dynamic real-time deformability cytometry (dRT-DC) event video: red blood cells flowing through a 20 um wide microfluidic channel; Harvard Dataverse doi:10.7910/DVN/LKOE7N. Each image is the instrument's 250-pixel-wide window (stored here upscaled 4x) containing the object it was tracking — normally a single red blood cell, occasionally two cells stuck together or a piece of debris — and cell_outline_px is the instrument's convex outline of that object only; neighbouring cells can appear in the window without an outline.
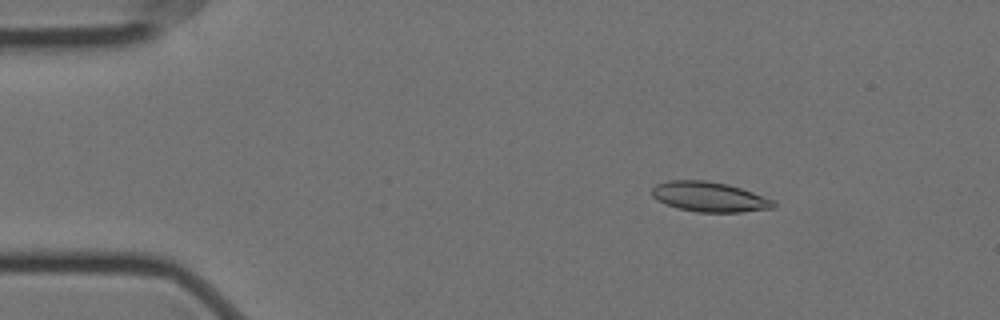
{"species": "Egyptian fruit bat (a non-hibernating species)", "species_latin": "Rousettus aegyptiacus", "temperature_condition": "cold", "stored_images_in_passage": 18, "camera_frame_rate_fps": 3000, "um_per_image_px": 0.085, "animal": {"sex": "female"}, "frame": {"image": 1, "passage_image": 9, "time_ms": 2.667, "image_size_px": [1000, 320], "cell_outline_px": [[776, 208], [740, 212], [700, 212], [680, 208], [656, 200], [652, 196], [652, 188], [656, 184], [668, 180], [704, 180], [728, 184], [776, 200]], "centroid_in_image_um": [60.33, 16.72], "position_along_channel_um": 24.7, "area_um2": 21.21}}
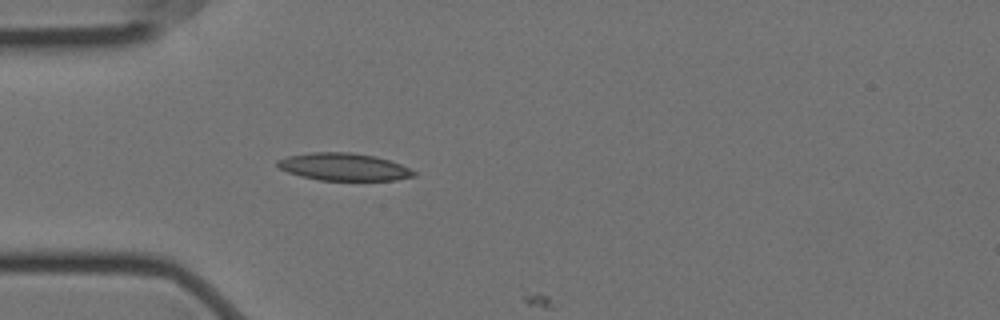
{"frame": {"image": 2, "passage_image": 17, "time_ms": 5.333, "image_size_px": [1000, 320], "cell_outline_px": [[416, 176], [396, 180], [320, 180], [300, 176], [288, 172], [280, 168], [276, 164], [276, 160], [288, 156], [312, 152], [352, 152], [372, 156], [388, 160], [400, 164], [416, 172]], "centroid_in_image_um": [29.2, 14.18], "position_along_channel_um": 55.8, "area_um2": 21.68}}